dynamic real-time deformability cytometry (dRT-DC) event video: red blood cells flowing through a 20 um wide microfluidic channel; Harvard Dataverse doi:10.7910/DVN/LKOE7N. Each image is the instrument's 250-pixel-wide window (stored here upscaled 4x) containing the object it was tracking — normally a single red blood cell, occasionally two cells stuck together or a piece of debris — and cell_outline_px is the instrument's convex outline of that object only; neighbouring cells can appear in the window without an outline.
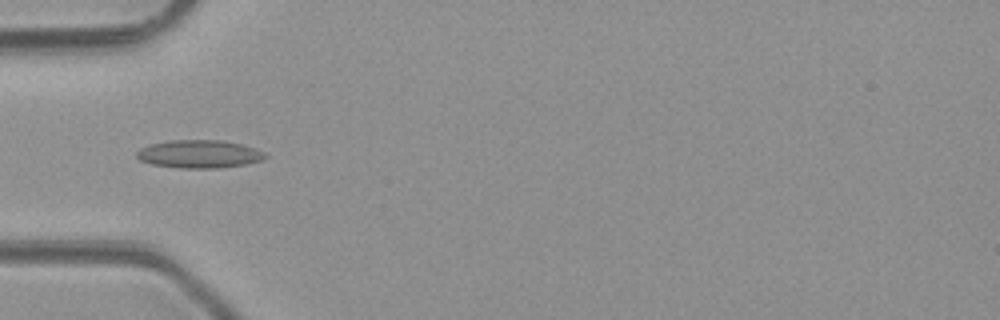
{"species": "common noctule bat (a hibernating species)", "species_latin": "Nyctalus noctula", "temperature_condition": "room temperature", "stored_images_in_passage": 4, "camera_frame_rate_fps": 3000, "um_per_image_px": 0.085, "animal": {"sex": "male", "body_mass_g": 23.1, "forearm_length_mm": 52.7}, "frame": {"image": 1, "passage_image": 4, "time_ms": 4.333, "image_size_px": [1000, 320], "cell_outline_px": [[268, 156], [260, 160], [244, 164], [216, 168], [180, 168], [152, 164], [140, 160], [136, 156], [136, 152], [140, 148], [148, 144], [168, 140], [224, 140], [256, 148], [264, 152]], "centroid_in_image_um": [16.9, 13.08], "position_along_channel_um": 68.1, "area_um2": 20.98}}